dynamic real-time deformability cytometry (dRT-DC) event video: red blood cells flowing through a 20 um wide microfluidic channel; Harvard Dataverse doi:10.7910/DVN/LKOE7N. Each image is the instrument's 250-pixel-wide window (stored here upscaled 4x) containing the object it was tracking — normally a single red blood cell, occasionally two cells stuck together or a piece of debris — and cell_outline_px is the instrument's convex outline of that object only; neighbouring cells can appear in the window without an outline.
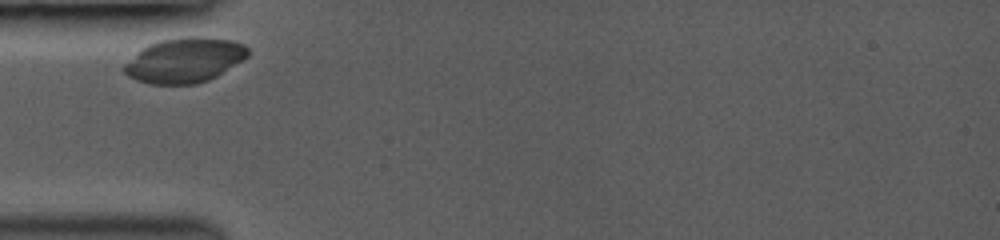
{"species": "common noctule bat (a hibernating species)", "species_latin": "Nyctalus noctula", "temperature_condition": "room temperature", "stored_images_in_passage": 4, "camera_frame_rate_fps": 3000, "um_per_image_px": 0.085, "animal": {"sex": "female", "body_mass_g": 19.0, "forearm_length_mm": 53.3}, "frame": {"image": 1, "passage_image": 1, "time_ms": 0.0, "image_size_px": [1000, 240], "cell_outline_px": [[248, 56], [216, 76], [208, 80], [196, 84], [148, 84], [136, 80], [128, 76], [120, 68], [140, 48], [148, 44], [160, 40], [188, 36], [196, 36], [232, 40], [244, 44], [248, 48]], "centroid_in_image_um": [15.64, 5.11], "position_along_channel_um": 69.4, "area_um2": 32.48}}